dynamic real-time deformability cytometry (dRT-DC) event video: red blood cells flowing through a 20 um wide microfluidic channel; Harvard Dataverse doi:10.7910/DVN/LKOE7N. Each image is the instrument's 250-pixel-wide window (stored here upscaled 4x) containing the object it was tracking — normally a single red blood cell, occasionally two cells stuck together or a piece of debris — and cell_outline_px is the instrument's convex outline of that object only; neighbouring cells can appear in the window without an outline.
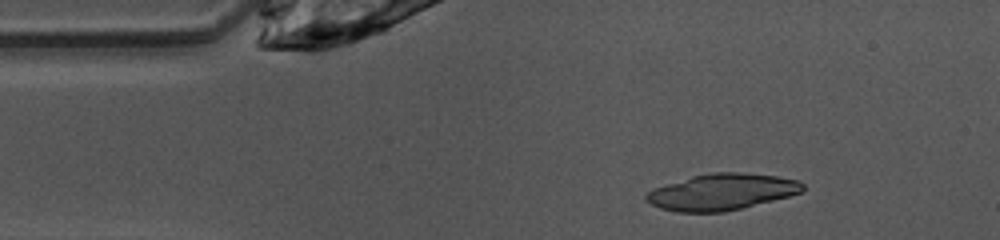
{"species": "common noctule bat (a hibernating species)", "species_latin": "Nyctalus noctula", "temperature_condition": "warm", "stored_images_in_passage": 42, "camera_frame_rate_fps": 3000, "um_per_image_px": 0.085, "animal": {"sex": "female", "body_mass_g": 10.0, "forearm_length_mm": 53.1}, "frame": {"image": 1, "passage_image": 1, "time_ms": 0.0, "image_size_px": [1000, 240], "cell_outline_px": [[804, 188], [800, 192], [788, 196], [724, 212], [676, 212], [660, 208], [644, 200], [644, 196], [652, 188], [692, 176], [712, 172], [740, 172], [776, 176], [796, 180], [804, 184]], "centroid_in_image_um": [61.29, 16.31], "position_along_channel_um": 23.7, "area_um2": 32.89}}